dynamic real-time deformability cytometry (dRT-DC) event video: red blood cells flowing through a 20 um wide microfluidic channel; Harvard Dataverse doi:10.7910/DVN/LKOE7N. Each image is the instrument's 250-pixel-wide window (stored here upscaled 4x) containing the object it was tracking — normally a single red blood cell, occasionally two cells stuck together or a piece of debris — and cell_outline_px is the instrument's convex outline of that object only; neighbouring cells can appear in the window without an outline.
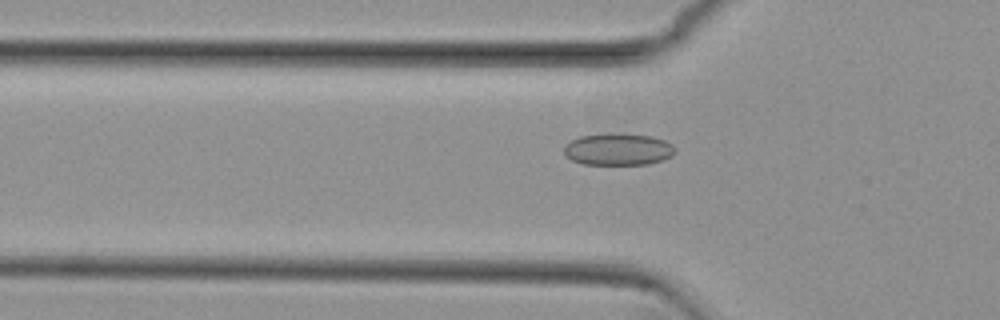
{"species": "common noctule bat (a hibernating species)", "species_latin": "Nyctalus noctula", "temperature_condition": "cold", "stored_images_in_passage": 42, "camera_frame_rate_fps": 3000, "um_per_image_px": 0.085, "animal": {"sex": "female", "body_mass_g": 29.2, "forearm_length_mm": 56.3}, "frame": {"image": 1, "passage_image": 13, "time_ms": 4.0, "image_size_px": [1000, 320], "cell_outline_px": [[676, 152], [672, 156], [664, 160], [648, 164], [584, 164], [572, 160], [564, 156], [564, 144], [580, 136], [652, 136], [664, 140], [672, 144], [676, 148]], "centroid_in_image_um": [52.57, 12.74], "position_along_channel_um": 73.2, "area_um2": 20.0}}
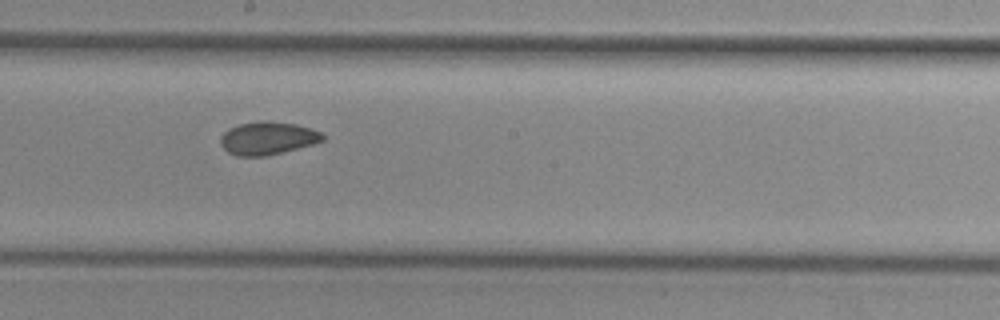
{"frame": {"image": 2, "passage_image": 25, "time_ms": 8.0, "image_size_px": [1000, 320], "cell_outline_px": [[324, 140], [312, 144], [264, 156], [236, 156], [228, 152], [220, 144], [220, 136], [228, 128], [240, 124], [260, 120], [296, 124], [320, 132], [324, 136]], "centroid_in_image_um": [22.69, 11.74], "position_along_channel_um": 225.5, "area_um2": 19.36}}
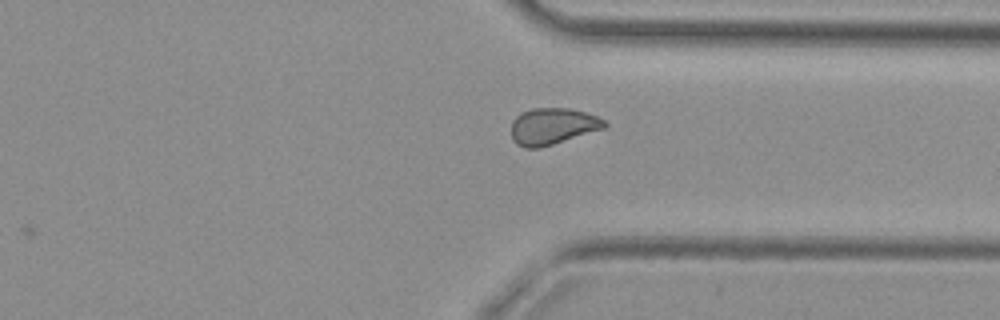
{"frame": {"image": 3, "passage_image": 36, "time_ms": 11.667, "image_size_px": [1000, 320], "cell_outline_px": [[608, 124], [604, 128], [540, 148], [524, 148], [516, 144], [512, 140], [512, 120], [520, 112], [532, 108], [568, 108], [584, 112], [596, 116], [604, 120]], "centroid_in_image_um": [46.93, 10.73], "position_along_channel_um": 364.5, "area_um2": 19.83}, "authors_computed_cell_mechanics": {"area_um2": 19.8543, "velocity_mm_per_s": 3.7909, "shape_relaxation_time_tau1_ms": null, "shape_relaxation_time_tau2_ms": 2.392, "deformation_change_tau1": null, "deformation_change_tau2": 0.0666}}